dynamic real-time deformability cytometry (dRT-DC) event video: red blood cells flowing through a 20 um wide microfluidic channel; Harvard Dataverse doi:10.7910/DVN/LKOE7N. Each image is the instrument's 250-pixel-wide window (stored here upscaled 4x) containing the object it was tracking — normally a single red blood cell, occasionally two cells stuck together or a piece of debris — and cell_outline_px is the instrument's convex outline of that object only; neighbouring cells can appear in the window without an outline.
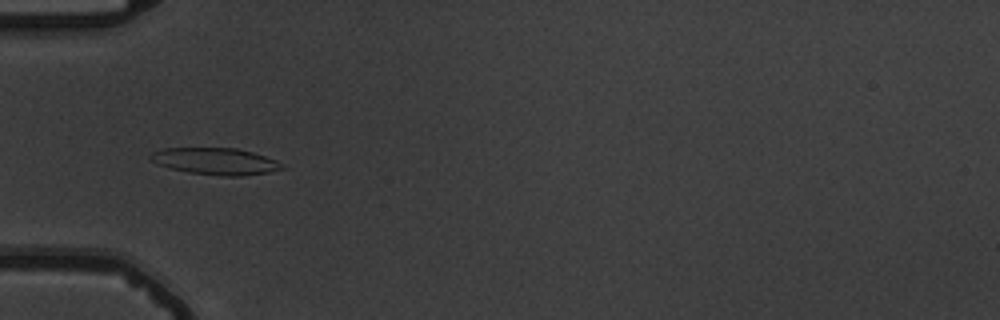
{"species": "common noctule bat (a hibernating species)", "species_latin": "Nyctalus noctula", "temperature_condition": "warm", "stored_images_in_passage": 48, "camera_frame_rate_fps": 3000, "um_per_image_px": 0.085, "animal": {"sex": "male", "body_mass_g": 19.5, "forearm_length_mm": 54.6}, "frame": {"image": 1, "passage_image": 12, "time_ms": 3.667, "image_size_px": [1000, 320], "cell_outline_px": [[284, 168], [268, 172], [244, 176], [220, 176], [188, 172], [168, 168], [156, 164], [148, 160], [148, 156], [152, 152], [164, 148], [236, 148], [252, 152], [276, 160], [284, 164]], "centroid_in_image_um": [18.27, 13.71], "position_along_channel_um": 66.7, "area_um2": 20.69}}
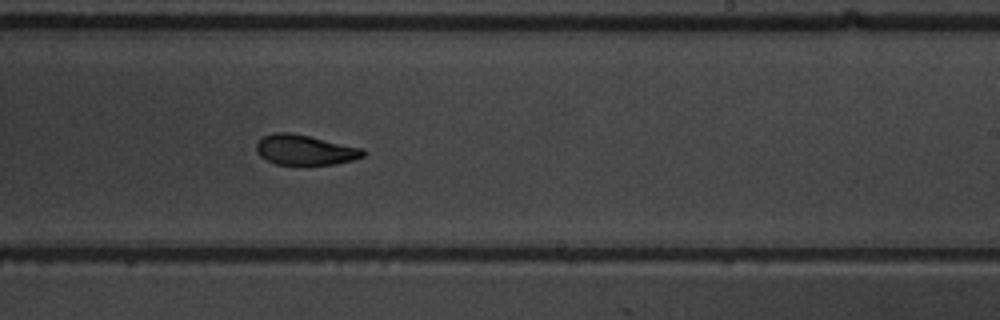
{"frame": {"image": 2, "passage_image": 28, "time_ms": 9.0, "image_size_px": [1000, 320], "cell_outline_px": [[368, 152], [364, 156], [352, 160], [336, 164], [276, 164], [260, 156], [256, 152], [256, 144], [264, 136], [276, 132], [288, 132], [308, 136], [364, 148]], "centroid_in_image_um": [25.96, 12.74], "position_along_channel_um": 263.0, "area_um2": 18.61}}
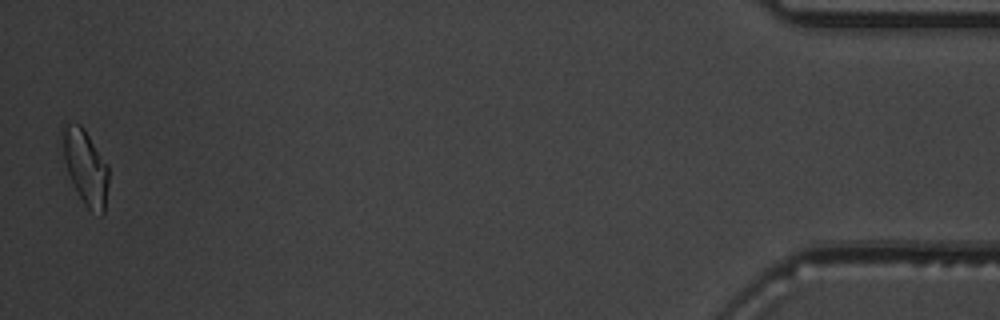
{"frame": {"image": 3, "passage_image": 48, "time_ms": 15.667, "image_size_px": [1000, 320], "cell_outline_px": [[108, 184], [104, 212], [100, 216], [88, 208], [84, 204], [68, 172], [64, 160], [60, 128], [64, 124], [80, 124], [84, 128], [108, 164]], "centroid_in_image_um": [7.27, 14.17], "position_along_channel_um": 427.9, "area_um2": 20.0}, "authors_computed_cell_mechanics": {"area_um2": 19.8832, "velocity_mm_per_s": 3.7148, "shape_relaxation_time_tau1_ms": 3.2653, "shape_relaxation_time_tau2_ms": 2.8515, "deformation_change_tau1": 0.1491, "deformation_change_tau2": 0.0962}}